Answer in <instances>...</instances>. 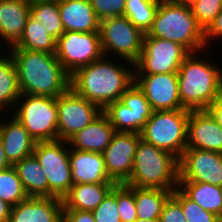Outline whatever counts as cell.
<instances>
[{
	"instance_id": "32",
	"label": "cell",
	"mask_w": 222,
	"mask_h": 222,
	"mask_svg": "<svg viewBox=\"0 0 222 222\" xmlns=\"http://www.w3.org/2000/svg\"><path fill=\"white\" fill-rule=\"evenodd\" d=\"M28 197L14 166L0 171V198L5 203L14 207Z\"/></svg>"
},
{
	"instance_id": "41",
	"label": "cell",
	"mask_w": 222,
	"mask_h": 222,
	"mask_svg": "<svg viewBox=\"0 0 222 222\" xmlns=\"http://www.w3.org/2000/svg\"><path fill=\"white\" fill-rule=\"evenodd\" d=\"M222 129V92L206 109Z\"/></svg>"
},
{
	"instance_id": "45",
	"label": "cell",
	"mask_w": 222,
	"mask_h": 222,
	"mask_svg": "<svg viewBox=\"0 0 222 222\" xmlns=\"http://www.w3.org/2000/svg\"><path fill=\"white\" fill-rule=\"evenodd\" d=\"M134 222H160V221L159 219H152V220L136 219Z\"/></svg>"
},
{
	"instance_id": "10",
	"label": "cell",
	"mask_w": 222,
	"mask_h": 222,
	"mask_svg": "<svg viewBox=\"0 0 222 222\" xmlns=\"http://www.w3.org/2000/svg\"><path fill=\"white\" fill-rule=\"evenodd\" d=\"M102 112L116 132L141 133L152 115V108L143 91L134 82L120 97L109 103Z\"/></svg>"
},
{
	"instance_id": "42",
	"label": "cell",
	"mask_w": 222,
	"mask_h": 222,
	"mask_svg": "<svg viewBox=\"0 0 222 222\" xmlns=\"http://www.w3.org/2000/svg\"><path fill=\"white\" fill-rule=\"evenodd\" d=\"M11 212V206L0 198V222H8Z\"/></svg>"
},
{
	"instance_id": "36",
	"label": "cell",
	"mask_w": 222,
	"mask_h": 222,
	"mask_svg": "<svg viewBox=\"0 0 222 222\" xmlns=\"http://www.w3.org/2000/svg\"><path fill=\"white\" fill-rule=\"evenodd\" d=\"M92 213L95 222H121L117 205V184Z\"/></svg>"
},
{
	"instance_id": "28",
	"label": "cell",
	"mask_w": 222,
	"mask_h": 222,
	"mask_svg": "<svg viewBox=\"0 0 222 222\" xmlns=\"http://www.w3.org/2000/svg\"><path fill=\"white\" fill-rule=\"evenodd\" d=\"M8 56V57H7ZM0 55V110H13L21 96L16 66L10 53ZM8 108V110H7ZM3 109V110H2ZM6 109V110H5Z\"/></svg>"
},
{
	"instance_id": "9",
	"label": "cell",
	"mask_w": 222,
	"mask_h": 222,
	"mask_svg": "<svg viewBox=\"0 0 222 222\" xmlns=\"http://www.w3.org/2000/svg\"><path fill=\"white\" fill-rule=\"evenodd\" d=\"M66 146V147H65ZM65 140L36 142L33 155L39 161L49 184V197L63 199L74 184L69 148Z\"/></svg>"
},
{
	"instance_id": "40",
	"label": "cell",
	"mask_w": 222,
	"mask_h": 222,
	"mask_svg": "<svg viewBox=\"0 0 222 222\" xmlns=\"http://www.w3.org/2000/svg\"><path fill=\"white\" fill-rule=\"evenodd\" d=\"M216 37V38H215ZM222 38V10L215 17L214 21L209 25V27L205 30V42L206 45H209V39H217Z\"/></svg>"
},
{
	"instance_id": "27",
	"label": "cell",
	"mask_w": 222,
	"mask_h": 222,
	"mask_svg": "<svg viewBox=\"0 0 222 222\" xmlns=\"http://www.w3.org/2000/svg\"><path fill=\"white\" fill-rule=\"evenodd\" d=\"M174 190L135 187L137 219H159L167 200Z\"/></svg>"
},
{
	"instance_id": "19",
	"label": "cell",
	"mask_w": 222,
	"mask_h": 222,
	"mask_svg": "<svg viewBox=\"0 0 222 222\" xmlns=\"http://www.w3.org/2000/svg\"><path fill=\"white\" fill-rule=\"evenodd\" d=\"M2 119L0 118V140L7 161L11 166H14L23 158L33 155L36 141L13 115L9 117L10 121L8 119L3 121Z\"/></svg>"
},
{
	"instance_id": "17",
	"label": "cell",
	"mask_w": 222,
	"mask_h": 222,
	"mask_svg": "<svg viewBox=\"0 0 222 222\" xmlns=\"http://www.w3.org/2000/svg\"><path fill=\"white\" fill-rule=\"evenodd\" d=\"M192 148L222 153V129L207 110L190 111L186 149Z\"/></svg>"
},
{
	"instance_id": "6",
	"label": "cell",
	"mask_w": 222,
	"mask_h": 222,
	"mask_svg": "<svg viewBox=\"0 0 222 222\" xmlns=\"http://www.w3.org/2000/svg\"><path fill=\"white\" fill-rule=\"evenodd\" d=\"M189 114L188 109L153 111L140 133L141 139L179 159L187 146Z\"/></svg>"
},
{
	"instance_id": "44",
	"label": "cell",
	"mask_w": 222,
	"mask_h": 222,
	"mask_svg": "<svg viewBox=\"0 0 222 222\" xmlns=\"http://www.w3.org/2000/svg\"><path fill=\"white\" fill-rule=\"evenodd\" d=\"M172 1L187 7H192L198 0H172Z\"/></svg>"
},
{
	"instance_id": "38",
	"label": "cell",
	"mask_w": 222,
	"mask_h": 222,
	"mask_svg": "<svg viewBox=\"0 0 222 222\" xmlns=\"http://www.w3.org/2000/svg\"><path fill=\"white\" fill-rule=\"evenodd\" d=\"M160 222H187L181 204L171 196L164 205Z\"/></svg>"
},
{
	"instance_id": "22",
	"label": "cell",
	"mask_w": 222,
	"mask_h": 222,
	"mask_svg": "<svg viewBox=\"0 0 222 222\" xmlns=\"http://www.w3.org/2000/svg\"><path fill=\"white\" fill-rule=\"evenodd\" d=\"M29 16L30 0H0V38L6 46L20 40Z\"/></svg>"
},
{
	"instance_id": "24",
	"label": "cell",
	"mask_w": 222,
	"mask_h": 222,
	"mask_svg": "<svg viewBox=\"0 0 222 222\" xmlns=\"http://www.w3.org/2000/svg\"><path fill=\"white\" fill-rule=\"evenodd\" d=\"M115 185L116 183L73 184L62 199L63 209L93 211Z\"/></svg>"
},
{
	"instance_id": "16",
	"label": "cell",
	"mask_w": 222,
	"mask_h": 222,
	"mask_svg": "<svg viewBox=\"0 0 222 222\" xmlns=\"http://www.w3.org/2000/svg\"><path fill=\"white\" fill-rule=\"evenodd\" d=\"M153 111L185 109L179 96L178 73L134 74Z\"/></svg>"
},
{
	"instance_id": "7",
	"label": "cell",
	"mask_w": 222,
	"mask_h": 222,
	"mask_svg": "<svg viewBox=\"0 0 222 222\" xmlns=\"http://www.w3.org/2000/svg\"><path fill=\"white\" fill-rule=\"evenodd\" d=\"M17 102L14 109L17 110L10 114L23 124L36 142L58 140L57 98L21 94Z\"/></svg>"
},
{
	"instance_id": "4",
	"label": "cell",
	"mask_w": 222,
	"mask_h": 222,
	"mask_svg": "<svg viewBox=\"0 0 222 222\" xmlns=\"http://www.w3.org/2000/svg\"><path fill=\"white\" fill-rule=\"evenodd\" d=\"M144 37L176 42L190 53L202 52L206 48L205 31L198 24L191 7L172 0H160L152 27Z\"/></svg>"
},
{
	"instance_id": "2",
	"label": "cell",
	"mask_w": 222,
	"mask_h": 222,
	"mask_svg": "<svg viewBox=\"0 0 222 222\" xmlns=\"http://www.w3.org/2000/svg\"><path fill=\"white\" fill-rule=\"evenodd\" d=\"M107 57L79 68L71 75L70 81V88L76 94L97 104L102 110L109 103L120 100L134 83V70Z\"/></svg>"
},
{
	"instance_id": "31",
	"label": "cell",
	"mask_w": 222,
	"mask_h": 222,
	"mask_svg": "<svg viewBox=\"0 0 222 222\" xmlns=\"http://www.w3.org/2000/svg\"><path fill=\"white\" fill-rule=\"evenodd\" d=\"M160 0H126L124 16L144 34L151 29Z\"/></svg>"
},
{
	"instance_id": "26",
	"label": "cell",
	"mask_w": 222,
	"mask_h": 222,
	"mask_svg": "<svg viewBox=\"0 0 222 222\" xmlns=\"http://www.w3.org/2000/svg\"><path fill=\"white\" fill-rule=\"evenodd\" d=\"M14 167L29 197H49L47 177L34 155L23 158Z\"/></svg>"
},
{
	"instance_id": "20",
	"label": "cell",
	"mask_w": 222,
	"mask_h": 222,
	"mask_svg": "<svg viewBox=\"0 0 222 222\" xmlns=\"http://www.w3.org/2000/svg\"><path fill=\"white\" fill-rule=\"evenodd\" d=\"M69 161L74 184L115 183L107 174L102 153L69 148Z\"/></svg>"
},
{
	"instance_id": "25",
	"label": "cell",
	"mask_w": 222,
	"mask_h": 222,
	"mask_svg": "<svg viewBox=\"0 0 222 222\" xmlns=\"http://www.w3.org/2000/svg\"><path fill=\"white\" fill-rule=\"evenodd\" d=\"M178 188L202 209L222 220V187L204 182L179 181Z\"/></svg>"
},
{
	"instance_id": "33",
	"label": "cell",
	"mask_w": 222,
	"mask_h": 222,
	"mask_svg": "<svg viewBox=\"0 0 222 222\" xmlns=\"http://www.w3.org/2000/svg\"><path fill=\"white\" fill-rule=\"evenodd\" d=\"M172 196L181 204L187 222H222L218 216L189 199L178 187L174 189Z\"/></svg>"
},
{
	"instance_id": "12",
	"label": "cell",
	"mask_w": 222,
	"mask_h": 222,
	"mask_svg": "<svg viewBox=\"0 0 222 222\" xmlns=\"http://www.w3.org/2000/svg\"><path fill=\"white\" fill-rule=\"evenodd\" d=\"M190 52L180 44L162 38L144 37L143 50L134 64V74L177 73Z\"/></svg>"
},
{
	"instance_id": "23",
	"label": "cell",
	"mask_w": 222,
	"mask_h": 222,
	"mask_svg": "<svg viewBox=\"0 0 222 222\" xmlns=\"http://www.w3.org/2000/svg\"><path fill=\"white\" fill-rule=\"evenodd\" d=\"M64 31L99 32L97 18L89 0H58Z\"/></svg>"
},
{
	"instance_id": "43",
	"label": "cell",
	"mask_w": 222,
	"mask_h": 222,
	"mask_svg": "<svg viewBox=\"0 0 222 222\" xmlns=\"http://www.w3.org/2000/svg\"><path fill=\"white\" fill-rule=\"evenodd\" d=\"M10 166L11 165L9 164V162L6 159L5 151L3 149V145H2V142L0 140V171L3 170V169L8 168Z\"/></svg>"
},
{
	"instance_id": "11",
	"label": "cell",
	"mask_w": 222,
	"mask_h": 222,
	"mask_svg": "<svg viewBox=\"0 0 222 222\" xmlns=\"http://www.w3.org/2000/svg\"><path fill=\"white\" fill-rule=\"evenodd\" d=\"M55 55L72 75L76 70L101 59L104 54L99 32L65 31L56 40Z\"/></svg>"
},
{
	"instance_id": "21",
	"label": "cell",
	"mask_w": 222,
	"mask_h": 222,
	"mask_svg": "<svg viewBox=\"0 0 222 222\" xmlns=\"http://www.w3.org/2000/svg\"><path fill=\"white\" fill-rule=\"evenodd\" d=\"M115 133L108 117L102 112L88 126L67 140L68 147L75 150L102 153L110 144Z\"/></svg>"
},
{
	"instance_id": "39",
	"label": "cell",
	"mask_w": 222,
	"mask_h": 222,
	"mask_svg": "<svg viewBox=\"0 0 222 222\" xmlns=\"http://www.w3.org/2000/svg\"><path fill=\"white\" fill-rule=\"evenodd\" d=\"M63 222H95L92 211L63 209Z\"/></svg>"
},
{
	"instance_id": "35",
	"label": "cell",
	"mask_w": 222,
	"mask_h": 222,
	"mask_svg": "<svg viewBox=\"0 0 222 222\" xmlns=\"http://www.w3.org/2000/svg\"><path fill=\"white\" fill-rule=\"evenodd\" d=\"M191 9L198 24L205 31L221 12L222 0H198Z\"/></svg>"
},
{
	"instance_id": "18",
	"label": "cell",
	"mask_w": 222,
	"mask_h": 222,
	"mask_svg": "<svg viewBox=\"0 0 222 222\" xmlns=\"http://www.w3.org/2000/svg\"><path fill=\"white\" fill-rule=\"evenodd\" d=\"M8 222H63V201L56 197H28L11 207Z\"/></svg>"
},
{
	"instance_id": "14",
	"label": "cell",
	"mask_w": 222,
	"mask_h": 222,
	"mask_svg": "<svg viewBox=\"0 0 222 222\" xmlns=\"http://www.w3.org/2000/svg\"><path fill=\"white\" fill-rule=\"evenodd\" d=\"M179 181L204 182L222 187V153L185 149L179 158Z\"/></svg>"
},
{
	"instance_id": "5",
	"label": "cell",
	"mask_w": 222,
	"mask_h": 222,
	"mask_svg": "<svg viewBox=\"0 0 222 222\" xmlns=\"http://www.w3.org/2000/svg\"><path fill=\"white\" fill-rule=\"evenodd\" d=\"M178 182L179 159L141 139L135 152L131 176L125 185L174 190Z\"/></svg>"
},
{
	"instance_id": "30",
	"label": "cell",
	"mask_w": 222,
	"mask_h": 222,
	"mask_svg": "<svg viewBox=\"0 0 222 222\" xmlns=\"http://www.w3.org/2000/svg\"><path fill=\"white\" fill-rule=\"evenodd\" d=\"M30 16L41 23L55 40L65 32L58 0H30Z\"/></svg>"
},
{
	"instance_id": "1",
	"label": "cell",
	"mask_w": 222,
	"mask_h": 222,
	"mask_svg": "<svg viewBox=\"0 0 222 222\" xmlns=\"http://www.w3.org/2000/svg\"><path fill=\"white\" fill-rule=\"evenodd\" d=\"M22 94L57 98L70 89L71 75L55 53L9 49Z\"/></svg>"
},
{
	"instance_id": "29",
	"label": "cell",
	"mask_w": 222,
	"mask_h": 222,
	"mask_svg": "<svg viewBox=\"0 0 222 222\" xmlns=\"http://www.w3.org/2000/svg\"><path fill=\"white\" fill-rule=\"evenodd\" d=\"M9 48L55 53L56 40L41 23L29 16L20 40L13 47Z\"/></svg>"
},
{
	"instance_id": "15",
	"label": "cell",
	"mask_w": 222,
	"mask_h": 222,
	"mask_svg": "<svg viewBox=\"0 0 222 222\" xmlns=\"http://www.w3.org/2000/svg\"><path fill=\"white\" fill-rule=\"evenodd\" d=\"M140 140L139 133L116 132L102 152L107 174L116 184H125L129 180Z\"/></svg>"
},
{
	"instance_id": "34",
	"label": "cell",
	"mask_w": 222,
	"mask_h": 222,
	"mask_svg": "<svg viewBox=\"0 0 222 222\" xmlns=\"http://www.w3.org/2000/svg\"><path fill=\"white\" fill-rule=\"evenodd\" d=\"M117 205L121 222H134L137 219L134 186L117 184Z\"/></svg>"
},
{
	"instance_id": "13",
	"label": "cell",
	"mask_w": 222,
	"mask_h": 222,
	"mask_svg": "<svg viewBox=\"0 0 222 222\" xmlns=\"http://www.w3.org/2000/svg\"><path fill=\"white\" fill-rule=\"evenodd\" d=\"M58 139L67 141L94 121L102 109L76 94L71 88L57 97Z\"/></svg>"
},
{
	"instance_id": "3",
	"label": "cell",
	"mask_w": 222,
	"mask_h": 222,
	"mask_svg": "<svg viewBox=\"0 0 222 222\" xmlns=\"http://www.w3.org/2000/svg\"><path fill=\"white\" fill-rule=\"evenodd\" d=\"M190 53L178 69L182 106L190 111L206 110L222 92V70Z\"/></svg>"
},
{
	"instance_id": "37",
	"label": "cell",
	"mask_w": 222,
	"mask_h": 222,
	"mask_svg": "<svg viewBox=\"0 0 222 222\" xmlns=\"http://www.w3.org/2000/svg\"><path fill=\"white\" fill-rule=\"evenodd\" d=\"M97 18L124 16L126 0H89Z\"/></svg>"
},
{
	"instance_id": "8",
	"label": "cell",
	"mask_w": 222,
	"mask_h": 222,
	"mask_svg": "<svg viewBox=\"0 0 222 222\" xmlns=\"http://www.w3.org/2000/svg\"><path fill=\"white\" fill-rule=\"evenodd\" d=\"M99 34L104 56L113 51V56H119V60L134 67L143 50L145 34L141 30L127 17L115 16L100 21Z\"/></svg>"
}]
</instances>
